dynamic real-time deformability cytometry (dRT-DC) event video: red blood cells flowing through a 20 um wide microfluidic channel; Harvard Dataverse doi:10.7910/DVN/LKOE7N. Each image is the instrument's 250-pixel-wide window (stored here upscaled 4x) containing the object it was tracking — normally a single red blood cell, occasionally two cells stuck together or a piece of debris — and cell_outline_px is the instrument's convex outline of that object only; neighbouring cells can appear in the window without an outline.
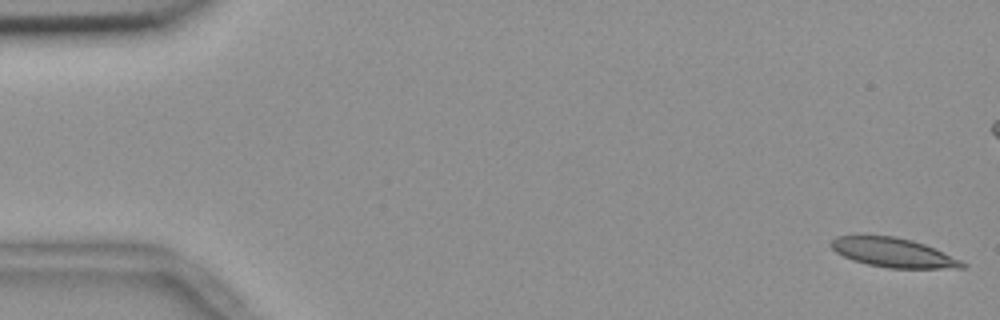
{"species": "common noctule bat (a hibernating species)", "species_latin": "Nyctalus noctula", "temperature_condition": "room temperature", "stored_images_in_passage": 56, "camera_frame_rate_fps": 3000, "um_per_image_px": 0.085, "animal": {"sex": "female", "body_mass_g": 18.4}, "frame": {"image": 1, "passage_image": 1, "time_ms": 0.0, "image_size_px": [1000, 320], "cell_outline_px": [[968, 264], [964, 268], [888, 268], [868, 264], [852, 260], [836, 252], [828, 244], [836, 236], [896, 236], [912, 240], [924, 244], [944, 252]], "centroid_in_image_um": [75.93, 21.47], "position_along_channel_um": 9.1, "area_um2": 22.25}}
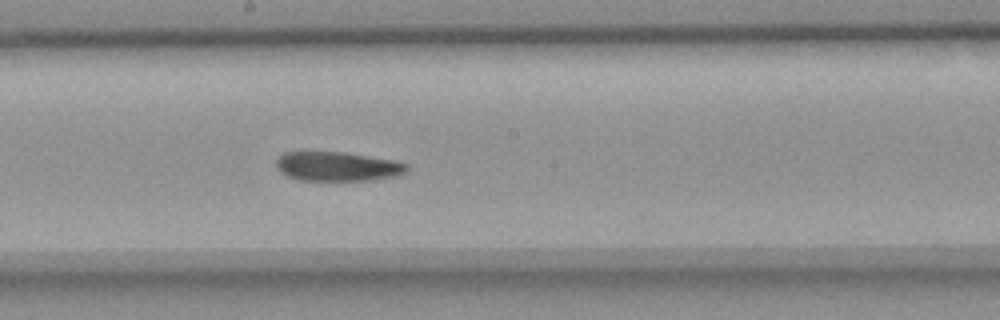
{"frame": {"image": 2, "passage_image": 30, "time_ms": 9.667, "image_size_px": [1000, 320], "cell_outline_px": [[408, 168], [404, 172], [396, 176], [372, 180], [300, 180], [288, 176], [280, 172], [276, 168], [276, 160], [284, 152], [344, 152], [392, 160], [408, 164]], "centroid_in_image_um": [28.66, 14.15], "position_along_channel_um": 219.5, "area_um2": 22.14}}
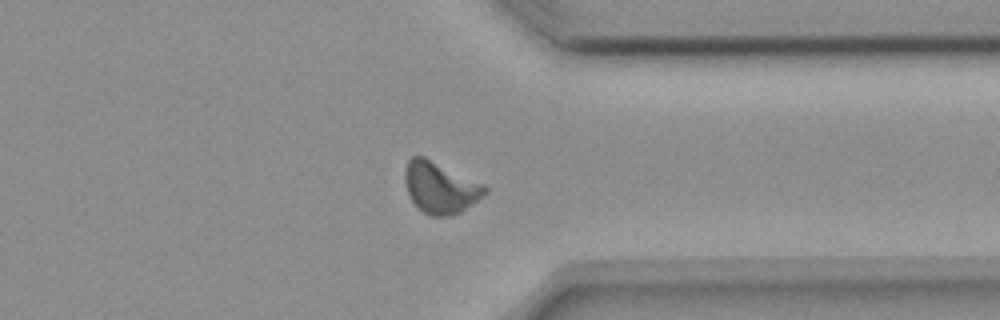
{"frame": {"image": 3, "passage_image": 43, "time_ms": 14.0, "image_size_px": [1000, 320], "cell_outline_px": [[488, 192], [460, 212], [448, 216], [428, 216], [408, 196], [404, 180], [404, 172], [408, 160], [412, 156], [424, 156], [484, 184], [488, 188]], "centroid_in_image_um": [37.4, 15.93], "position_along_channel_um": 374.0, "area_um2": 23.87}, "authors_computed_cell_mechanics": {"area_um2": 23.3801, "velocity_mm_per_s": 3.6246, "shape_relaxation_time_tau1_ms": null, "shape_relaxation_time_tau2_ms": 5.4997, "deformation_change_tau1": null, "deformation_change_tau2": 0.1297}}